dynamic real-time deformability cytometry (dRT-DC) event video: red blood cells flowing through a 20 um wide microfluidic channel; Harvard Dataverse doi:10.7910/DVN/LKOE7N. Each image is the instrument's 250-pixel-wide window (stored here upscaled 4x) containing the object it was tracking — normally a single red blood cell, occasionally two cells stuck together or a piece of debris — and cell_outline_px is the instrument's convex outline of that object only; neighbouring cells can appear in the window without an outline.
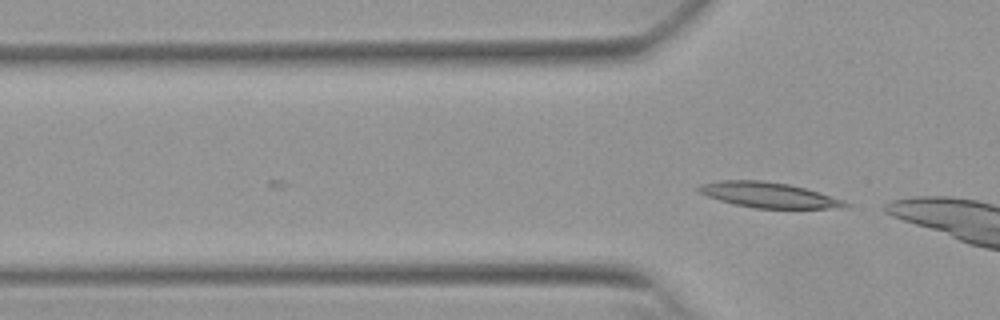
{"species": "Egyptian fruit bat (a non-hibernating species)", "species_latin": "Rousettus aegyptiacus", "temperature_condition": "warm", "stored_images_in_passage": 4, "camera_frame_rate_fps": 3000, "um_per_image_px": 0.085, "animal": {"sex": "female"}, "frame": {"image": 1, "passage_image": 4, "time_ms": 1.0, "image_size_px": [1000, 320], "cell_outline_px": [[848, 204], [844, 208], [752, 208], [720, 200], [696, 192], [696, 188], [700, 184], [724, 180], [760, 180], [788, 184], [804, 188], [844, 200]], "centroid_in_image_um": [65.29, 16.57], "position_along_channel_um": 60.5, "area_um2": 21.39}}